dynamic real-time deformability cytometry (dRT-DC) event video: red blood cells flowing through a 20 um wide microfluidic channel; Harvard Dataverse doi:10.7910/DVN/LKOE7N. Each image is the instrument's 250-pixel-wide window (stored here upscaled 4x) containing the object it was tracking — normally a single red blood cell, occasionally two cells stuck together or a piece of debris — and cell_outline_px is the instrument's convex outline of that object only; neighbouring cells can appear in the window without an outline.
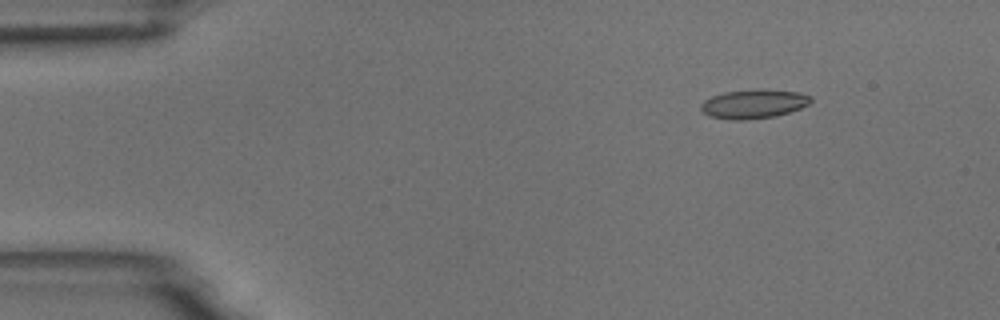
{"species": "common noctule bat (a hibernating species)", "species_latin": "Nyctalus noctula", "temperature_condition": "room temperature", "stored_images_in_passage": 6, "camera_frame_rate_fps": 3000, "um_per_image_px": 0.085, "animal": {"sex": "male", "body_mass_g": 18.8}, "frame": {"image": 1, "passage_image": 2, "time_ms": 1.333, "image_size_px": [1000, 320], "cell_outline_px": [[812, 100], [808, 104], [800, 108], [776, 116], [744, 120], [732, 120], [708, 116], [700, 108], [700, 104], [704, 100], [712, 96], [724, 92], [760, 88], [796, 92], [812, 96]], "centroid_in_image_um": [64.04, 8.82], "position_along_channel_um": 21.0, "area_um2": 18.67}}
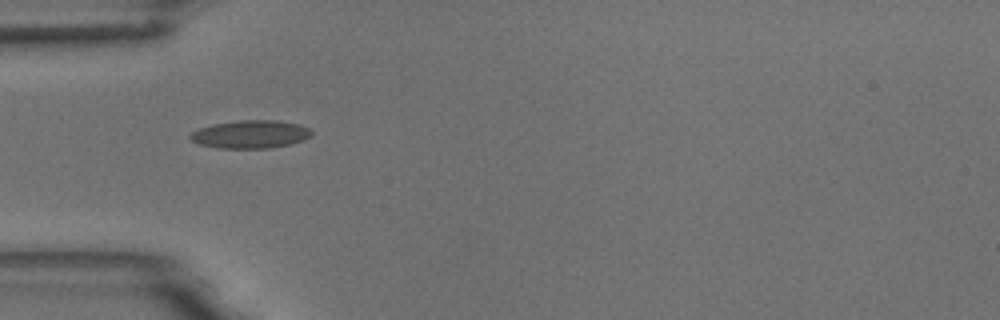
{"frame": {"image": 2, "passage_image": 5, "time_ms": 4.667, "image_size_px": [1000, 320], "cell_outline_px": [[312, 136], [304, 140], [288, 144], [268, 148], [216, 148], [200, 144], [192, 140], [188, 136], [192, 132], [200, 128], [212, 124], [240, 120], [276, 120], [300, 124], [308, 128], [312, 132]], "centroid_in_image_um": [21.3, 11.41], "position_along_channel_um": 63.7, "area_um2": 19.77}}